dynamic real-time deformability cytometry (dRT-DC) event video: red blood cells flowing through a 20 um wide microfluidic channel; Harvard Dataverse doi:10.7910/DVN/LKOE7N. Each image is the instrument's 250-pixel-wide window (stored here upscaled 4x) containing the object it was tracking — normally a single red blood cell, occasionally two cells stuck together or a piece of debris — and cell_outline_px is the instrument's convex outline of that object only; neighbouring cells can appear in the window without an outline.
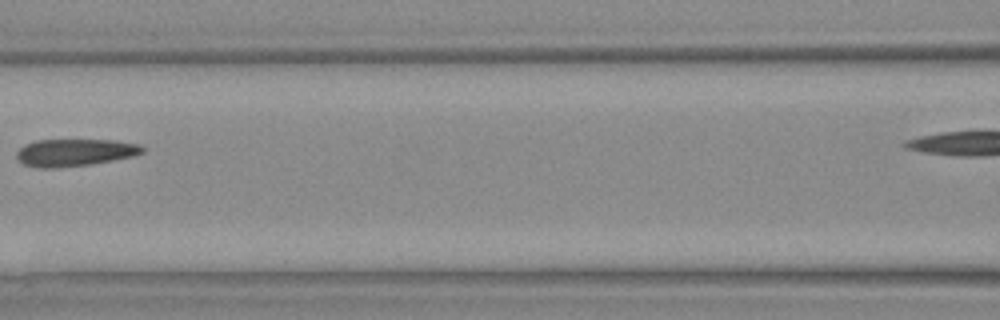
{"species": "Egyptian fruit bat (a non-hibernating species)", "species_latin": "Rousettus aegyptiacus", "temperature_condition": "warm", "stored_images_in_passage": 23, "camera_frame_rate_fps": 3000, "um_per_image_px": 0.085, "animal": {"sex": "female"}, "frame": {"image": 1, "passage_image": 10, "time_ms": 3.0, "image_size_px": [1000, 320], "cell_outline_px": [[144, 152], [132, 156], [112, 160], [88, 164], [60, 168], [36, 168], [24, 164], [16, 156], [16, 152], [24, 144], [36, 140], [116, 140], [140, 144], [144, 148]], "centroid_in_image_um": [6.34, 12.96], "position_along_channel_um": 160.3, "area_um2": 20.0}}